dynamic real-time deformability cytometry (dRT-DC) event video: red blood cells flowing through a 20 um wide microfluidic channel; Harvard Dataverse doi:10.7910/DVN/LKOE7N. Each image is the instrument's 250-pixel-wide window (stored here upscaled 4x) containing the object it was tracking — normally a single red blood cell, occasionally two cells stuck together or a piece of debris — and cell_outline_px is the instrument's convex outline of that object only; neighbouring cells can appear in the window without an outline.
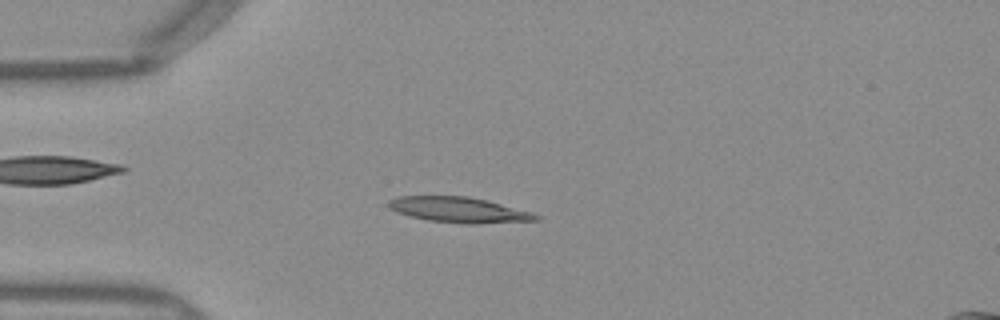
{"species": "Egyptian fruit bat (a non-hibernating species)", "species_latin": "Rousettus aegyptiacus", "temperature_condition": "warm", "stored_images_in_passage": 44, "camera_frame_rate_fps": 3000, "um_per_image_px": 0.085, "frame": {"image": 1, "passage_image": 7, "time_ms": 2.0, "image_size_px": [1000, 320], "cell_outline_px": [[540, 220], [476, 224], [468, 224], [428, 220], [396, 212], [388, 208], [388, 200], [400, 196], [468, 196], [532, 212], [540, 216]], "centroid_in_image_um": [39.0, 17.84], "position_along_channel_um": 46.0, "area_um2": 21.68}}
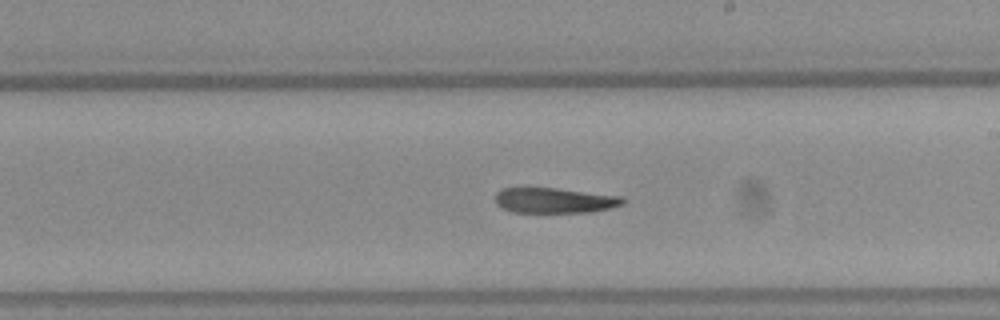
{"frame": {"image": 2, "passage_image": 23, "time_ms": 7.333, "image_size_px": [1000, 320], "cell_outline_px": [[624, 204], [592, 212], [512, 212], [496, 204], [496, 192], [500, 188], [520, 184], [524, 184], [620, 196], [624, 200]], "centroid_in_image_um": [47.0, 16.98], "position_along_channel_um": 242.0, "area_um2": 19.48}}
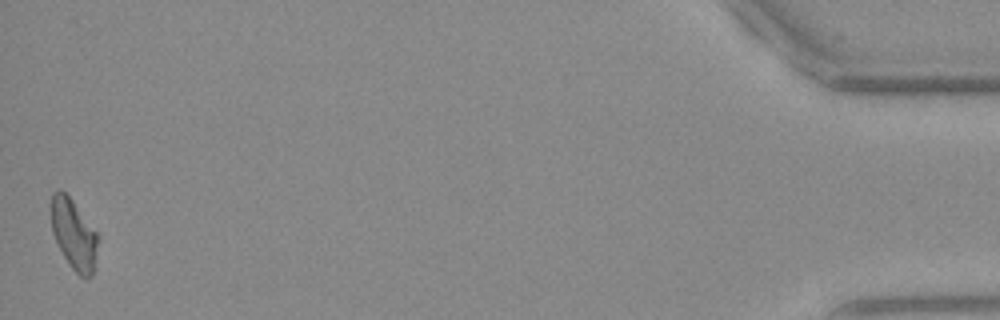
{"frame": {"image": 3, "passage_image": 44, "time_ms": 14.333, "image_size_px": [1000, 320], "cell_outline_px": [[100, 240], [92, 272], [88, 280], [84, 280], [68, 264], [52, 232], [52, 192], [60, 188], [72, 200], [96, 232]], "centroid_in_image_um": [6.29, 19.94], "position_along_channel_um": 428.9, "area_um2": 18.9}}